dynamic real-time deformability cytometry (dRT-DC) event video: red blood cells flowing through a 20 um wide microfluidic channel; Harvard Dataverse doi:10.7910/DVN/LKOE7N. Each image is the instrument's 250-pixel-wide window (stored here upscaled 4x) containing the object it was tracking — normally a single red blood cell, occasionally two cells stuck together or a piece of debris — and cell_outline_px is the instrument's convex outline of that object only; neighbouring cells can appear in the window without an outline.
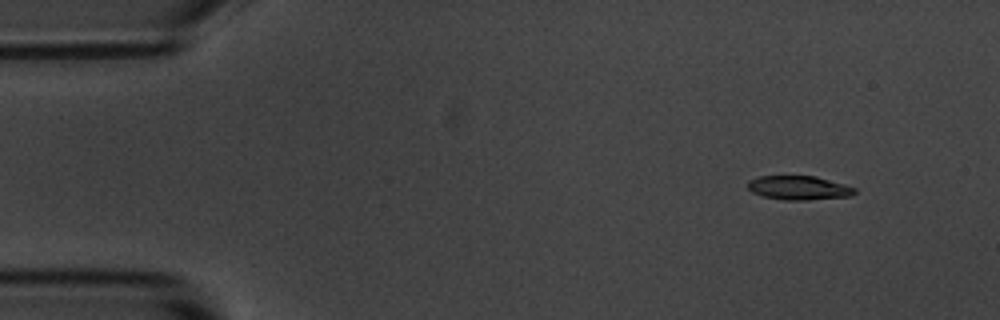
{"species": "common noctule bat (a hibernating species)", "species_latin": "Nyctalus noctula", "temperature_condition": "room temperature", "stored_images_in_passage": 5, "camera_frame_rate_fps": 3000, "um_per_image_px": 0.085, "animal": {"sex": "male", "body_mass_g": 20.1, "forearm_length_mm": 53.5}, "frame": {"image": 1, "passage_image": 2, "time_ms": 1.333, "image_size_px": [1000, 320], "cell_outline_px": [[856, 192], [852, 196], [808, 200], [784, 200], [764, 196], [752, 192], [748, 188], [748, 180], [760, 176], [816, 176], [844, 184], [856, 188]], "centroid_in_image_um": [67.92, 15.97], "position_along_channel_um": 17.1, "area_um2": 14.97}}
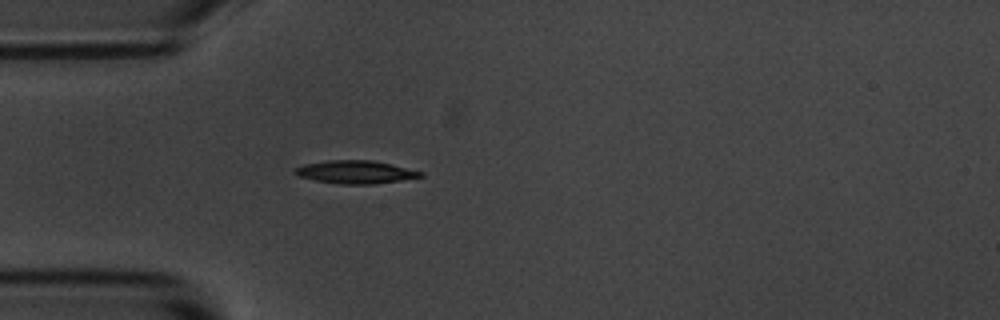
{"frame": {"image": 2, "passage_image": 5, "time_ms": 4.667, "image_size_px": [1000, 320], "cell_outline_px": [[424, 176], [400, 180], [372, 184], [340, 184], [316, 180], [300, 176], [292, 172], [296, 168], [304, 164], [328, 160], [372, 160], [392, 164], [424, 172]], "centroid_in_image_um": [30.24, 14.61], "position_along_channel_um": 54.8, "area_um2": 16.7}}